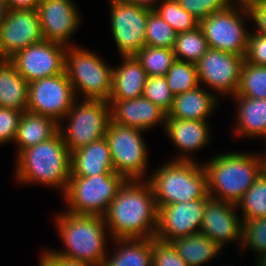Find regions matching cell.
I'll return each instance as SVG.
<instances>
[{"mask_svg":"<svg viewBox=\"0 0 266 266\" xmlns=\"http://www.w3.org/2000/svg\"><path fill=\"white\" fill-rule=\"evenodd\" d=\"M103 217L112 239L155 238L158 208L150 183L126 180Z\"/></svg>","mask_w":266,"mask_h":266,"instance_id":"1","label":"cell"},{"mask_svg":"<svg viewBox=\"0 0 266 266\" xmlns=\"http://www.w3.org/2000/svg\"><path fill=\"white\" fill-rule=\"evenodd\" d=\"M15 178L21 184H41L66 192L71 175V153L60 132L23 149L16 158ZM63 190V191H62Z\"/></svg>","mask_w":266,"mask_h":266,"instance_id":"2","label":"cell"},{"mask_svg":"<svg viewBox=\"0 0 266 266\" xmlns=\"http://www.w3.org/2000/svg\"><path fill=\"white\" fill-rule=\"evenodd\" d=\"M55 220L65 250H49L54 256L102 266L108 253L106 251L108 229L103 216L64 211L57 215Z\"/></svg>","mask_w":266,"mask_h":266,"instance_id":"3","label":"cell"},{"mask_svg":"<svg viewBox=\"0 0 266 266\" xmlns=\"http://www.w3.org/2000/svg\"><path fill=\"white\" fill-rule=\"evenodd\" d=\"M202 165L207 175L208 195L234 204L261 174L257 153L224 152Z\"/></svg>","mask_w":266,"mask_h":266,"instance_id":"4","label":"cell"},{"mask_svg":"<svg viewBox=\"0 0 266 266\" xmlns=\"http://www.w3.org/2000/svg\"><path fill=\"white\" fill-rule=\"evenodd\" d=\"M157 208L171 203L207 200V175L195 160H171L147 177Z\"/></svg>","mask_w":266,"mask_h":266,"instance_id":"5","label":"cell"},{"mask_svg":"<svg viewBox=\"0 0 266 266\" xmlns=\"http://www.w3.org/2000/svg\"><path fill=\"white\" fill-rule=\"evenodd\" d=\"M113 67L95 52L78 46H68L65 54V72L75 96L83 99L108 101L112 90Z\"/></svg>","mask_w":266,"mask_h":266,"instance_id":"6","label":"cell"},{"mask_svg":"<svg viewBox=\"0 0 266 266\" xmlns=\"http://www.w3.org/2000/svg\"><path fill=\"white\" fill-rule=\"evenodd\" d=\"M63 119L67 128L59 123L58 131L71 153L104 138L111 121V106L105 100L83 99L78 103L76 99Z\"/></svg>","mask_w":266,"mask_h":266,"instance_id":"7","label":"cell"},{"mask_svg":"<svg viewBox=\"0 0 266 266\" xmlns=\"http://www.w3.org/2000/svg\"><path fill=\"white\" fill-rule=\"evenodd\" d=\"M126 179L117 173L93 177L70 176L63 194L67 212L80 215L104 216Z\"/></svg>","mask_w":266,"mask_h":266,"instance_id":"8","label":"cell"},{"mask_svg":"<svg viewBox=\"0 0 266 266\" xmlns=\"http://www.w3.org/2000/svg\"><path fill=\"white\" fill-rule=\"evenodd\" d=\"M246 18L250 19L246 4L234 2L225 10L214 12L202 19L199 26L204 33L208 47L244 58L249 35L244 25Z\"/></svg>","mask_w":266,"mask_h":266,"instance_id":"9","label":"cell"},{"mask_svg":"<svg viewBox=\"0 0 266 266\" xmlns=\"http://www.w3.org/2000/svg\"><path fill=\"white\" fill-rule=\"evenodd\" d=\"M143 132L112 121L106 130L104 137L110 149L113 168L126 180H147L148 148L141 135Z\"/></svg>","mask_w":266,"mask_h":266,"instance_id":"10","label":"cell"},{"mask_svg":"<svg viewBox=\"0 0 266 266\" xmlns=\"http://www.w3.org/2000/svg\"><path fill=\"white\" fill-rule=\"evenodd\" d=\"M76 99L64 71L56 76L29 82L27 111L50 117L59 124L62 123Z\"/></svg>","mask_w":266,"mask_h":266,"instance_id":"11","label":"cell"},{"mask_svg":"<svg viewBox=\"0 0 266 266\" xmlns=\"http://www.w3.org/2000/svg\"><path fill=\"white\" fill-rule=\"evenodd\" d=\"M111 33L121 56H135L145 46L149 10L121 0H109Z\"/></svg>","mask_w":266,"mask_h":266,"instance_id":"12","label":"cell"},{"mask_svg":"<svg viewBox=\"0 0 266 266\" xmlns=\"http://www.w3.org/2000/svg\"><path fill=\"white\" fill-rule=\"evenodd\" d=\"M66 45L43 40L17 52L9 60L29 83L65 71Z\"/></svg>","mask_w":266,"mask_h":266,"instance_id":"13","label":"cell"},{"mask_svg":"<svg viewBox=\"0 0 266 266\" xmlns=\"http://www.w3.org/2000/svg\"><path fill=\"white\" fill-rule=\"evenodd\" d=\"M243 62L242 56L208 48L196 63L199 85L204 83L222 97L225 94L234 96L239 86Z\"/></svg>","mask_w":266,"mask_h":266,"instance_id":"14","label":"cell"},{"mask_svg":"<svg viewBox=\"0 0 266 266\" xmlns=\"http://www.w3.org/2000/svg\"><path fill=\"white\" fill-rule=\"evenodd\" d=\"M44 40L37 9H9L0 28V59Z\"/></svg>","mask_w":266,"mask_h":266,"instance_id":"15","label":"cell"},{"mask_svg":"<svg viewBox=\"0 0 266 266\" xmlns=\"http://www.w3.org/2000/svg\"><path fill=\"white\" fill-rule=\"evenodd\" d=\"M205 204L206 200H195L159 208L155 238L171 242L179 237L200 233Z\"/></svg>","mask_w":266,"mask_h":266,"instance_id":"16","label":"cell"},{"mask_svg":"<svg viewBox=\"0 0 266 266\" xmlns=\"http://www.w3.org/2000/svg\"><path fill=\"white\" fill-rule=\"evenodd\" d=\"M37 12L44 40L73 46L68 40L80 24V11L73 0H41Z\"/></svg>","mask_w":266,"mask_h":266,"instance_id":"17","label":"cell"},{"mask_svg":"<svg viewBox=\"0 0 266 266\" xmlns=\"http://www.w3.org/2000/svg\"><path fill=\"white\" fill-rule=\"evenodd\" d=\"M237 205L209 197L206 200L200 233L215 241L222 249L239 240L242 244V219L236 214Z\"/></svg>","mask_w":266,"mask_h":266,"instance_id":"18","label":"cell"},{"mask_svg":"<svg viewBox=\"0 0 266 266\" xmlns=\"http://www.w3.org/2000/svg\"><path fill=\"white\" fill-rule=\"evenodd\" d=\"M108 103L111 106V121L118 125L145 132L158 124L165 128L167 114L143 96L129 100H108Z\"/></svg>","mask_w":266,"mask_h":266,"instance_id":"19","label":"cell"},{"mask_svg":"<svg viewBox=\"0 0 266 266\" xmlns=\"http://www.w3.org/2000/svg\"><path fill=\"white\" fill-rule=\"evenodd\" d=\"M209 129L207 120L166 118L165 133L173 145L181 150V156L172 160H194L187 153L199 151L211 141L209 140L211 138Z\"/></svg>","mask_w":266,"mask_h":266,"instance_id":"20","label":"cell"},{"mask_svg":"<svg viewBox=\"0 0 266 266\" xmlns=\"http://www.w3.org/2000/svg\"><path fill=\"white\" fill-rule=\"evenodd\" d=\"M70 167V176L113 174L115 170L105 137L71 152Z\"/></svg>","mask_w":266,"mask_h":266,"instance_id":"21","label":"cell"},{"mask_svg":"<svg viewBox=\"0 0 266 266\" xmlns=\"http://www.w3.org/2000/svg\"><path fill=\"white\" fill-rule=\"evenodd\" d=\"M122 63L114 67L109 100H129L141 97L148 75L135 56H121Z\"/></svg>","mask_w":266,"mask_h":266,"instance_id":"22","label":"cell"},{"mask_svg":"<svg viewBox=\"0 0 266 266\" xmlns=\"http://www.w3.org/2000/svg\"><path fill=\"white\" fill-rule=\"evenodd\" d=\"M219 98L199 85L187 92L174 96L167 118L205 121L215 112Z\"/></svg>","mask_w":266,"mask_h":266,"instance_id":"23","label":"cell"},{"mask_svg":"<svg viewBox=\"0 0 266 266\" xmlns=\"http://www.w3.org/2000/svg\"><path fill=\"white\" fill-rule=\"evenodd\" d=\"M233 97L238 108L236 110V129L234 133L250 139L260 137L266 141V99H255L245 96Z\"/></svg>","mask_w":266,"mask_h":266,"instance_id":"24","label":"cell"},{"mask_svg":"<svg viewBox=\"0 0 266 266\" xmlns=\"http://www.w3.org/2000/svg\"><path fill=\"white\" fill-rule=\"evenodd\" d=\"M28 85L10 60H0V107L26 112Z\"/></svg>","mask_w":266,"mask_h":266,"instance_id":"25","label":"cell"},{"mask_svg":"<svg viewBox=\"0 0 266 266\" xmlns=\"http://www.w3.org/2000/svg\"><path fill=\"white\" fill-rule=\"evenodd\" d=\"M117 246L107 253L102 266H152V238L111 240Z\"/></svg>","mask_w":266,"mask_h":266,"instance_id":"26","label":"cell"},{"mask_svg":"<svg viewBox=\"0 0 266 266\" xmlns=\"http://www.w3.org/2000/svg\"><path fill=\"white\" fill-rule=\"evenodd\" d=\"M59 124L52 118L23 112L14 143L18 155L23 149L50 139L58 132Z\"/></svg>","mask_w":266,"mask_h":266,"instance_id":"27","label":"cell"},{"mask_svg":"<svg viewBox=\"0 0 266 266\" xmlns=\"http://www.w3.org/2000/svg\"><path fill=\"white\" fill-rule=\"evenodd\" d=\"M178 255L189 266H201L209 263L222 252V248L202 233L179 237L171 241Z\"/></svg>","mask_w":266,"mask_h":266,"instance_id":"28","label":"cell"},{"mask_svg":"<svg viewBox=\"0 0 266 266\" xmlns=\"http://www.w3.org/2000/svg\"><path fill=\"white\" fill-rule=\"evenodd\" d=\"M208 43L200 26L176 36L174 54L176 60L196 64L207 52Z\"/></svg>","mask_w":266,"mask_h":266,"instance_id":"29","label":"cell"},{"mask_svg":"<svg viewBox=\"0 0 266 266\" xmlns=\"http://www.w3.org/2000/svg\"><path fill=\"white\" fill-rule=\"evenodd\" d=\"M234 96L266 99V66L253 65L244 60L239 86Z\"/></svg>","mask_w":266,"mask_h":266,"instance_id":"30","label":"cell"},{"mask_svg":"<svg viewBox=\"0 0 266 266\" xmlns=\"http://www.w3.org/2000/svg\"><path fill=\"white\" fill-rule=\"evenodd\" d=\"M135 57L150 76H165L176 61L173 49L164 47L144 46Z\"/></svg>","mask_w":266,"mask_h":266,"instance_id":"31","label":"cell"},{"mask_svg":"<svg viewBox=\"0 0 266 266\" xmlns=\"http://www.w3.org/2000/svg\"><path fill=\"white\" fill-rule=\"evenodd\" d=\"M236 205L241 207L242 220L266 217V177L260 174Z\"/></svg>","mask_w":266,"mask_h":266,"instance_id":"32","label":"cell"},{"mask_svg":"<svg viewBox=\"0 0 266 266\" xmlns=\"http://www.w3.org/2000/svg\"><path fill=\"white\" fill-rule=\"evenodd\" d=\"M166 82L174 96L199 86L196 64L176 60L165 75Z\"/></svg>","mask_w":266,"mask_h":266,"instance_id":"33","label":"cell"},{"mask_svg":"<svg viewBox=\"0 0 266 266\" xmlns=\"http://www.w3.org/2000/svg\"><path fill=\"white\" fill-rule=\"evenodd\" d=\"M176 31L154 10H149L145 31V45L174 49Z\"/></svg>","mask_w":266,"mask_h":266,"instance_id":"34","label":"cell"},{"mask_svg":"<svg viewBox=\"0 0 266 266\" xmlns=\"http://www.w3.org/2000/svg\"><path fill=\"white\" fill-rule=\"evenodd\" d=\"M177 34L191 31L199 26V21L184 10L176 0H161L154 10Z\"/></svg>","mask_w":266,"mask_h":266,"instance_id":"35","label":"cell"},{"mask_svg":"<svg viewBox=\"0 0 266 266\" xmlns=\"http://www.w3.org/2000/svg\"><path fill=\"white\" fill-rule=\"evenodd\" d=\"M251 249L261 256L266 253V217L242 220V244L240 249Z\"/></svg>","mask_w":266,"mask_h":266,"instance_id":"36","label":"cell"},{"mask_svg":"<svg viewBox=\"0 0 266 266\" xmlns=\"http://www.w3.org/2000/svg\"><path fill=\"white\" fill-rule=\"evenodd\" d=\"M142 96L161 108L166 114L171 109L174 99L165 76L160 75L147 78Z\"/></svg>","mask_w":266,"mask_h":266,"instance_id":"37","label":"cell"},{"mask_svg":"<svg viewBox=\"0 0 266 266\" xmlns=\"http://www.w3.org/2000/svg\"><path fill=\"white\" fill-rule=\"evenodd\" d=\"M180 6L199 22L214 12L222 11L233 4L234 0H176Z\"/></svg>","mask_w":266,"mask_h":266,"instance_id":"38","label":"cell"},{"mask_svg":"<svg viewBox=\"0 0 266 266\" xmlns=\"http://www.w3.org/2000/svg\"><path fill=\"white\" fill-rule=\"evenodd\" d=\"M152 266H189L171 242L152 238Z\"/></svg>","mask_w":266,"mask_h":266,"instance_id":"39","label":"cell"},{"mask_svg":"<svg viewBox=\"0 0 266 266\" xmlns=\"http://www.w3.org/2000/svg\"><path fill=\"white\" fill-rule=\"evenodd\" d=\"M22 113L16 109L0 107V145L15 141Z\"/></svg>","mask_w":266,"mask_h":266,"instance_id":"40","label":"cell"},{"mask_svg":"<svg viewBox=\"0 0 266 266\" xmlns=\"http://www.w3.org/2000/svg\"><path fill=\"white\" fill-rule=\"evenodd\" d=\"M244 60L253 65L266 66V36L249 32Z\"/></svg>","mask_w":266,"mask_h":266,"instance_id":"41","label":"cell"},{"mask_svg":"<svg viewBox=\"0 0 266 266\" xmlns=\"http://www.w3.org/2000/svg\"><path fill=\"white\" fill-rule=\"evenodd\" d=\"M245 4L250 19L257 26L255 33L266 36V5L259 4L255 0L247 1Z\"/></svg>","mask_w":266,"mask_h":266,"instance_id":"42","label":"cell"},{"mask_svg":"<svg viewBox=\"0 0 266 266\" xmlns=\"http://www.w3.org/2000/svg\"><path fill=\"white\" fill-rule=\"evenodd\" d=\"M39 266H94L88 262L76 261L62 256H54L49 250L40 255Z\"/></svg>","mask_w":266,"mask_h":266,"instance_id":"43","label":"cell"},{"mask_svg":"<svg viewBox=\"0 0 266 266\" xmlns=\"http://www.w3.org/2000/svg\"><path fill=\"white\" fill-rule=\"evenodd\" d=\"M41 0H8L9 9H31L35 10Z\"/></svg>","mask_w":266,"mask_h":266,"instance_id":"44","label":"cell"},{"mask_svg":"<svg viewBox=\"0 0 266 266\" xmlns=\"http://www.w3.org/2000/svg\"><path fill=\"white\" fill-rule=\"evenodd\" d=\"M127 3L138 5L139 7L146 8L148 10H155L161 0H121Z\"/></svg>","mask_w":266,"mask_h":266,"instance_id":"45","label":"cell"},{"mask_svg":"<svg viewBox=\"0 0 266 266\" xmlns=\"http://www.w3.org/2000/svg\"><path fill=\"white\" fill-rule=\"evenodd\" d=\"M8 10H9L8 4L0 0V28L5 22V18H6Z\"/></svg>","mask_w":266,"mask_h":266,"instance_id":"46","label":"cell"},{"mask_svg":"<svg viewBox=\"0 0 266 266\" xmlns=\"http://www.w3.org/2000/svg\"><path fill=\"white\" fill-rule=\"evenodd\" d=\"M265 152V153H264ZM264 154V155H263ZM260 160V172L263 176L266 177V150L262 154H257Z\"/></svg>","mask_w":266,"mask_h":266,"instance_id":"47","label":"cell"},{"mask_svg":"<svg viewBox=\"0 0 266 266\" xmlns=\"http://www.w3.org/2000/svg\"><path fill=\"white\" fill-rule=\"evenodd\" d=\"M256 259L258 261L256 266H266V253L256 257Z\"/></svg>","mask_w":266,"mask_h":266,"instance_id":"48","label":"cell"},{"mask_svg":"<svg viewBox=\"0 0 266 266\" xmlns=\"http://www.w3.org/2000/svg\"><path fill=\"white\" fill-rule=\"evenodd\" d=\"M257 3L266 5V0H255Z\"/></svg>","mask_w":266,"mask_h":266,"instance_id":"49","label":"cell"},{"mask_svg":"<svg viewBox=\"0 0 266 266\" xmlns=\"http://www.w3.org/2000/svg\"><path fill=\"white\" fill-rule=\"evenodd\" d=\"M247 1H250V0H236L235 2H243V3H246Z\"/></svg>","mask_w":266,"mask_h":266,"instance_id":"50","label":"cell"}]
</instances>
